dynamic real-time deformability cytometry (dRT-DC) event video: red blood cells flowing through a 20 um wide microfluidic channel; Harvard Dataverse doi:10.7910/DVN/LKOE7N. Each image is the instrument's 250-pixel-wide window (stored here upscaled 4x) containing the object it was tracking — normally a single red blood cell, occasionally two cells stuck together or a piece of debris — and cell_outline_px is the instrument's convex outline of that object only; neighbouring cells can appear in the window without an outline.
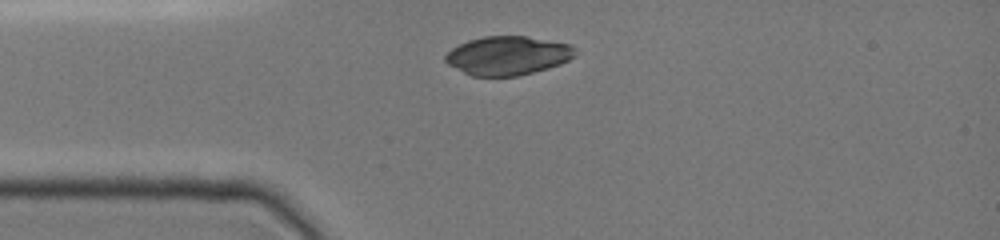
{"species": "common noctule bat (a hibernating species)", "species_latin": "Nyctalus noctula", "temperature_condition": "cold", "stored_images_in_passage": 2, "camera_frame_rate_fps": 3000, "um_per_image_px": 0.085, "animal": {"sex": "female", "body_mass_g": 19.0, "forearm_length_mm": 51.5}, "frame": {"image": 1, "passage_image": 1, "time_ms": 0.0, "image_size_px": [1000, 240], "cell_outline_px": [[576, 56], [560, 64], [548, 68], [516, 76], [472, 76], [448, 64], [444, 60], [444, 56], [452, 48], [468, 40], [484, 36], [524, 36], [572, 44], [576, 48]], "centroid_in_image_um": [43.18, 4.72], "position_along_channel_um": 41.8, "area_um2": 29.3}}